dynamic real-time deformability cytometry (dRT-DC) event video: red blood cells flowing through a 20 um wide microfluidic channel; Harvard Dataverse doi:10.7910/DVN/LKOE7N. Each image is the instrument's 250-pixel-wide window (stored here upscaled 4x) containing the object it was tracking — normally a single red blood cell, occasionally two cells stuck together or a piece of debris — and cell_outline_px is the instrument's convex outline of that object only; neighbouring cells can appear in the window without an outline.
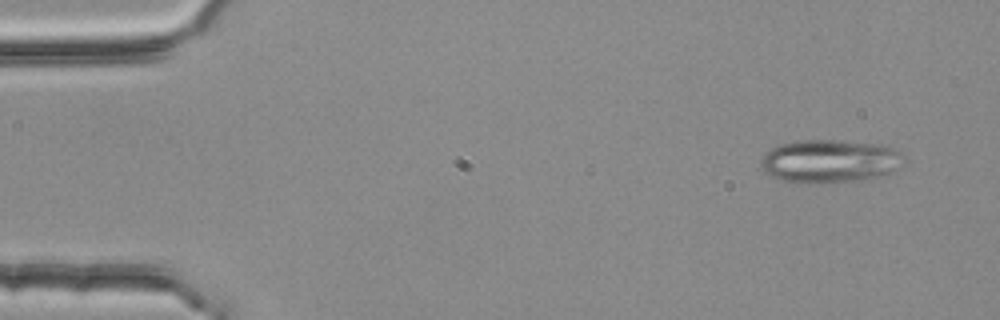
{"species": "common noctule bat (a hibernating species)", "species_latin": "Nyctalus noctula", "temperature_condition": "room temperature", "stored_images_in_passage": 3, "camera_frame_rate_fps": 3000, "um_per_image_px": 0.085, "animal": {"sex": "female", "body_mass_g": 25.1}, "frame": {"image": 1, "passage_image": 3, "time_ms": 0.667, "image_size_px": [1000, 320], "cell_outline_px": [[904, 156], [900, 168], [888, 176], [856, 180], [800, 184], [792, 184], [772, 176], [764, 172], [760, 164], [760, 160], [772, 148], [780, 144], [796, 140], [836, 140], [884, 144], [896, 148]], "centroid_in_image_um": [70.57, 13.7], "position_along_channel_um": 14.4, "area_um2": 36.59}}